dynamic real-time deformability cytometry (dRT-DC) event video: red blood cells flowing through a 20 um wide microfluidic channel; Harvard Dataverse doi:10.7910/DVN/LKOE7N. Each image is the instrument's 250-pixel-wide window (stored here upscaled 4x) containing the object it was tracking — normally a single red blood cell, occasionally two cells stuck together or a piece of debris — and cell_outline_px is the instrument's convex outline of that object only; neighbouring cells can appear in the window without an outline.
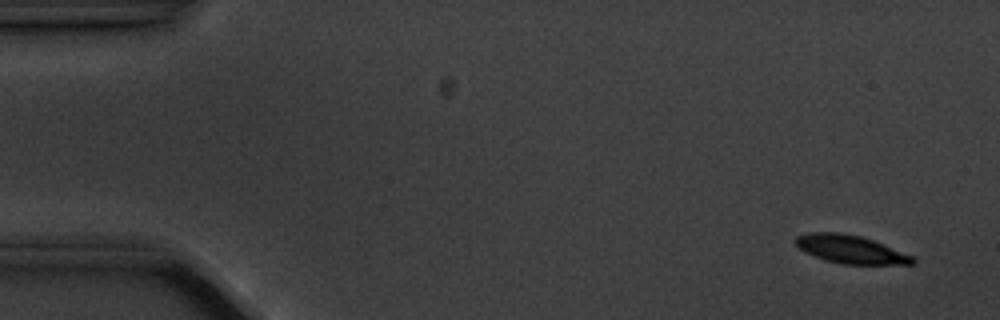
{"species": "common noctule bat (a hibernating species)", "species_latin": "Nyctalus noctula", "temperature_condition": "cold", "stored_images_in_passage": 9, "camera_frame_rate_fps": 3000, "um_per_image_px": 0.085, "animal": {"sex": "male", "body_mass_g": 20.1, "forearm_length_mm": 53.5}, "frame": {"image": 1, "passage_image": 1, "time_ms": 0.0, "image_size_px": [1000, 320], "cell_outline_px": [[916, 264], [844, 264], [824, 260], [804, 252], [796, 244], [796, 236], [812, 232], [840, 232], [860, 236], [872, 240], [912, 256], [916, 260]], "centroid_in_image_um": [72.28, 21.19], "position_along_channel_um": 12.7, "area_um2": 18.96}}
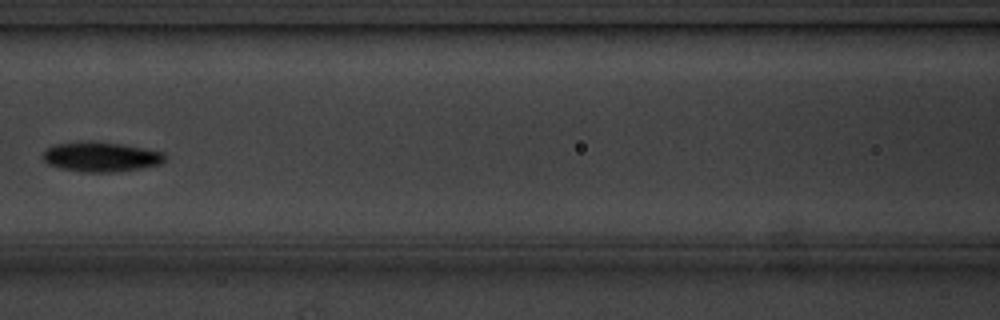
{"frame": {"image": 2, "passage_image": 7, "time_ms": 7.333, "image_size_px": [1000, 320], "cell_outline_px": [[164, 160], [160, 164], [140, 168], [112, 172], [80, 172], [60, 168], [48, 164], [40, 156], [48, 148], [56, 144], [92, 140], [120, 144], [160, 152], [164, 156]], "centroid_in_image_um": [8.49, 13.33], "position_along_channel_um": 158.1, "area_um2": 20.92}}